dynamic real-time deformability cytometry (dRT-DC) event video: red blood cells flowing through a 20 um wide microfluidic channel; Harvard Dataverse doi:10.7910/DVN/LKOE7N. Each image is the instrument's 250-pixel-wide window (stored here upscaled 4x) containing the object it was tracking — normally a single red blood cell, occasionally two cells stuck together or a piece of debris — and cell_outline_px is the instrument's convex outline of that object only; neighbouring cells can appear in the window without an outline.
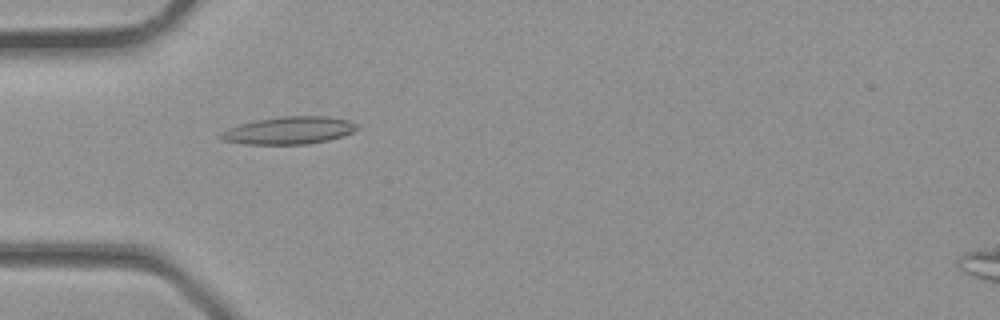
{"species": "common noctule bat (a hibernating species)", "species_latin": "Nyctalus noctula", "temperature_condition": "room temperature", "stored_images_in_passage": 24, "camera_frame_rate_fps": 3000, "um_per_image_px": 0.085, "animal": {"sex": "male", "body_mass_g": 23.1, "forearm_length_mm": 52.7}, "frame": {"image": 1, "passage_image": 1, "time_ms": 0.0, "image_size_px": [1000, 320], "cell_outline_px": [[360, 128], [352, 132], [328, 140], [308, 144], [248, 144], [224, 140], [220, 136], [220, 132], [228, 128], [240, 124], [256, 120], [284, 116], [328, 116], [348, 120], [356, 124]], "centroid_in_image_um": [24.58, 11.08], "position_along_channel_um": 60.4, "area_um2": 21.62}}
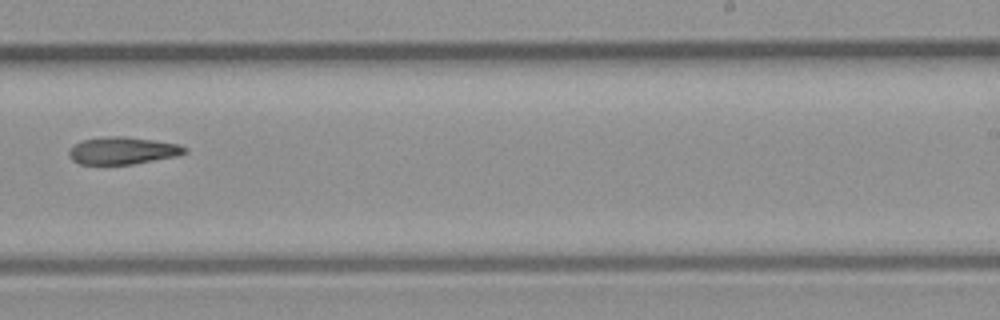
{"frame": {"image": 2, "passage_image": 12, "time_ms": 3.667, "image_size_px": [1000, 320], "cell_outline_px": [[188, 152], [176, 156], [132, 164], [80, 164], [72, 160], [68, 156], [68, 152], [76, 144], [84, 140], [108, 136], [124, 136], [152, 140], [176, 144], [188, 148]], "centroid_in_image_um": [10.43, 12.81], "position_along_channel_um": 278.6, "area_um2": 18.15}}
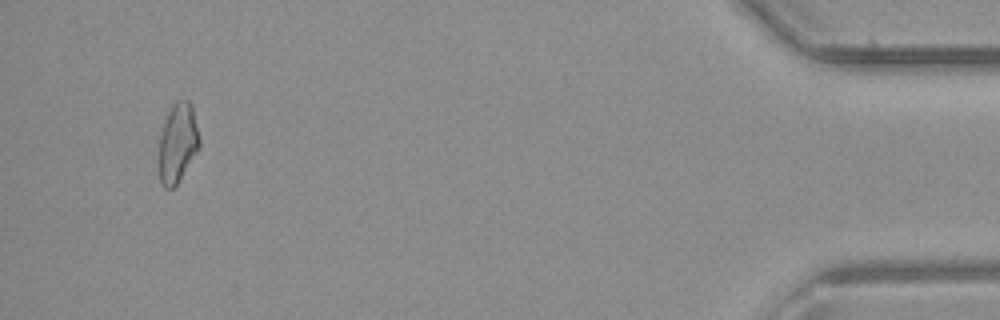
{"frame": {"image": 3, "passage_image": 23, "time_ms": 7.333, "image_size_px": [1000, 320], "cell_outline_px": [[200, 148], [176, 184], [172, 188], [164, 188], [160, 184], [156, 160], [160, 136], [168, 112], [172, 104], [176, 100], [188, 100], [192, 104], [200, 140]], "centroid_in_image_um": [15.07, 12.18], "position_along_channel_um": 420.1, "area_um2": 19.19}}